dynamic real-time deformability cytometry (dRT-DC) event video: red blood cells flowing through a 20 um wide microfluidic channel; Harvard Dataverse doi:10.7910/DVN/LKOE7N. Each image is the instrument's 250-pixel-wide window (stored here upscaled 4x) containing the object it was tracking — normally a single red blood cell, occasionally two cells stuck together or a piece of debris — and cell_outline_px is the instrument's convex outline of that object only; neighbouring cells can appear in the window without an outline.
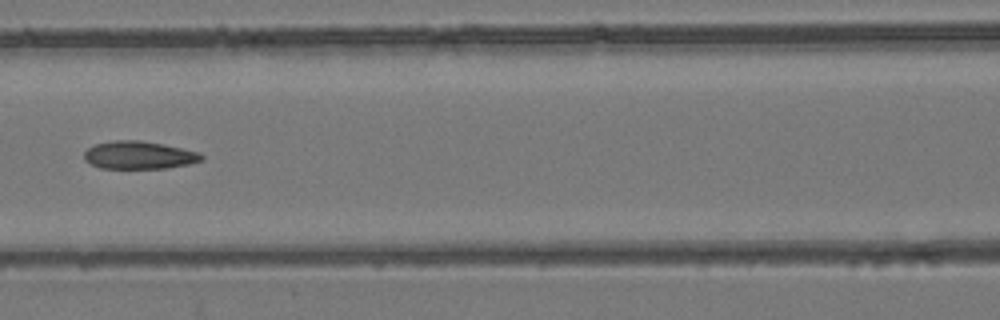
{"species": "common noctule bat (a hibernating species)", "species_latin": "Nyctalus noctula", "temperature_condition": "room temperature", "stored_images_in_passage": 6, "camera_frame_rate_fps": 3000, "um_per_image_px": 0.085, "animal": {"sex": "female", "body_mass_g": 24.6, "forearm_length_mm": 56.2}, "frame": {"image": 1, "passage_image": 6, "time_ms": 1.667, "image_size_px": [1000, 320], "cell_outline_px": [[204, 160], [188, 164], [168, 168], [100, 168], [84, 160], [84, 152], [88, 148], [96, 144], [116, 140], [140, 140], [164, 144], [200, 152], [204, 156]], "centroid_in_image_um": [11.85, 13.18], "position_along_channel_um": 154.8, "area_um2": 19.07}}